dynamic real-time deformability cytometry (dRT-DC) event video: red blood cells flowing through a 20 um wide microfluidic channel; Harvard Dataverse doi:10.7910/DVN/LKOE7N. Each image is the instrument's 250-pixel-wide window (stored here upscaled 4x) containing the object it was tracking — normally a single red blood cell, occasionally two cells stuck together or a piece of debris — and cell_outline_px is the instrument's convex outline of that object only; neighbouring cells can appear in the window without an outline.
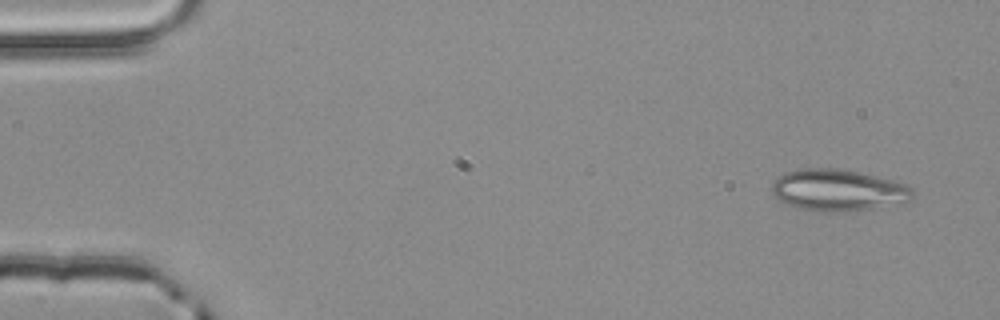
{"species": "common noctule bat (a hibernating species)", "species_latin": "Nyctalus noctula", "temperature_condition": "room temperature", "stored_images_in_passage": 4, "camera_frame_rate_fps": 3000, "um_per_image_px": 0.085, "animal": {"sex": "male", "body_mass_g": 20.4}, "frame": {"image": 1, "passage_image": 1, "time_ms": 0.0, "image_size_px": [1000, 320], "cell_outline_px": [[916, 196], [908, 204], [872, 208], [832, 212], [824, 212], [800, 208], [788, 204], [780, 200], [768, 188], [784, 172], [804, 168], [832, 168], [860, 172], [892, 180], [904, 184], [912, 188]], "centroid_in_image_um": [71.3, 16.17], "position_along_channel_um": 13.7, "area_um2": 34.33}}